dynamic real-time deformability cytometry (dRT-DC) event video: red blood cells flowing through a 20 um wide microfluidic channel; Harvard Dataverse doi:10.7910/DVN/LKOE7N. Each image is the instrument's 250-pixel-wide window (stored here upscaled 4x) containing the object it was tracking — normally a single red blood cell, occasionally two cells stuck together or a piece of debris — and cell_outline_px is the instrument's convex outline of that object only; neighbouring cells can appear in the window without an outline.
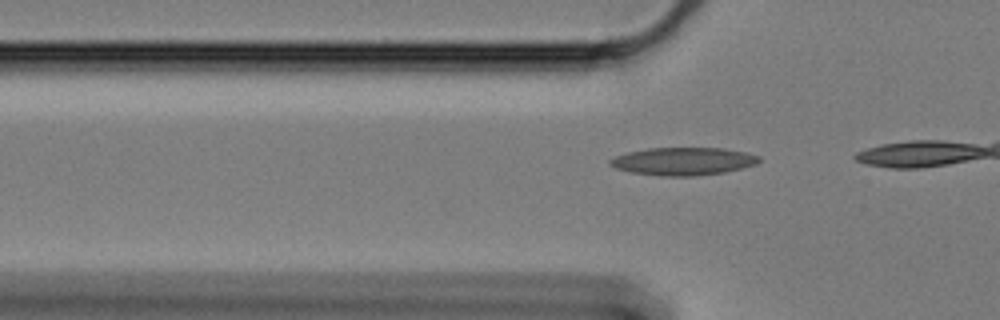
{"species": "Egyptian fruit bat (a non-hibernating species)", "species_latin": "Rousettus aegyptiacus", "temperature_condition": "cold", "stored_images_in_passage": 15, "camera_frame_rate_fps": 3000, "um_per_image_px": 0.085, "animal": {"sex": "female"}, "frame": {"image": 1, "passage_image": 13, "time_ms": 4.0, "image_size_px": [1000, 320], "cell_outline_px": [[760, 160], [756, 164], [724, 172], [692, 176], [660, 176], [628, 172], [616, 168], [608, 164], [608, 160], [616, 156], [628, 152], [648, 148], [724, 148], [744, 152], [760, 156]], "centroid_in_image_um": [58.03, 13.71], "position_along_channel_um": 67.8, "area_um2": 24.1}}